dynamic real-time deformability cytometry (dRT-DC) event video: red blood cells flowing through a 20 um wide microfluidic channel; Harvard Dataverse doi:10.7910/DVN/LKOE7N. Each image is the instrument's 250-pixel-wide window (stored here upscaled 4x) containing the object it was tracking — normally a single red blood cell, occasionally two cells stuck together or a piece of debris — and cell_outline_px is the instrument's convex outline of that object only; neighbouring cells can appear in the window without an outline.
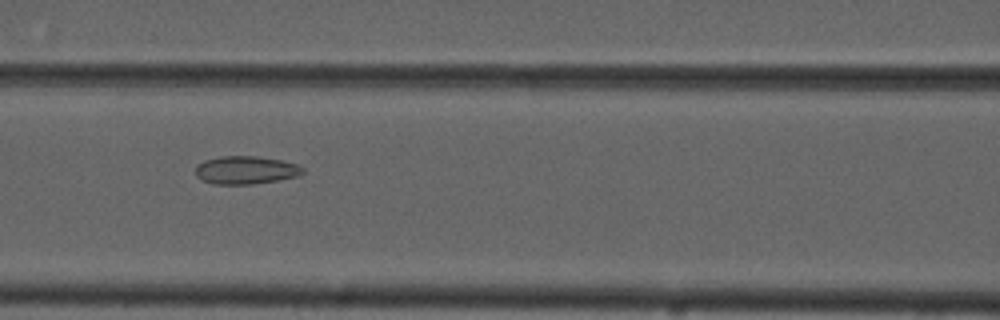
{"species": "common noctule bat (a hibernating species)", "species_latin": "Nyctalus noctula", "temperature_condition": "cold", "stored_images_in_passage": 51, "camera_frame_rate_fps": 3000, "um_per_image_px": 0.085, "animal": {"sex": "male", "forearm_length_mm": 52.5}, "frame": {"image": 1, "passage_image": 20, "time_ms": 6.333, "image_size_px": [1000, 320], "cell_outline_px": [[304, 172], [300, 176], [252, 184], [216, 184], [200, 180], [196, 176], [196, 164], [204, 160], [220, 156], [260, 156], [280, 160], [296, 164], [304, 168]], "centroid_in_image_um": [20.87, 14.45], "position_along_channel_um": 145.7, "area_um2": 17.63}}
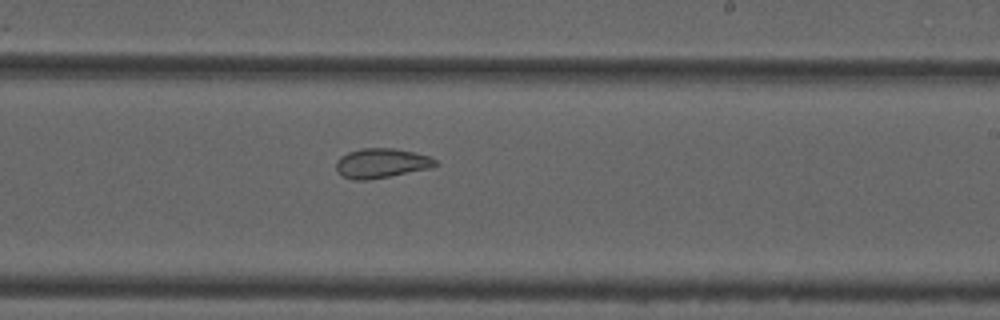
{"frame": {"image": 2, "passage_image": 29, "time_ms": 9.333, "image_size_px": [1000, 320], "cell_outline_px": [[436, 164], [432, 168], [368, 180], [352, 180], [336, 172], [336, 160], [340, 156], [348, 152], [360, 148], [396, 148], [428, 156], [436, 160]], "centroid_in_image_um": [32.37, 13.87], "position_along_channel_um": 256.6, "area_um2": 17.17}}
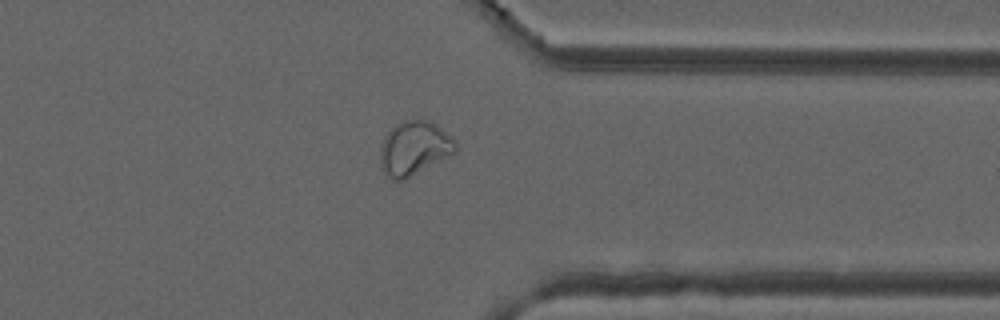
{"frame": {"image": 3, "passage_image": 39, "time_ms": 12.667, "image_size_px": [1000, 320], "cell_outline_px": [[456, 152], [404, 180], [392, 180], [380, 168], [380, 148], [384, 136], [396, 124], [404, 120], [428, 120], [436, 124], [456, 144]], "centroid_in_image_um": [35.15, 12.61], "position_along_channel_um": 376.2, "area_um2": 23.41}, "authors_computed_cell_mechanics": {"area_um2": 21.097, "velocity_mm_per_s": 3.7101, "shape_relaxation_time_tau1_ms": null, "shape_relaxation_time_tau2_ms": 0.9108, "deformation_change_tau1": null, "deformation_change_tau2": 0.0508}}